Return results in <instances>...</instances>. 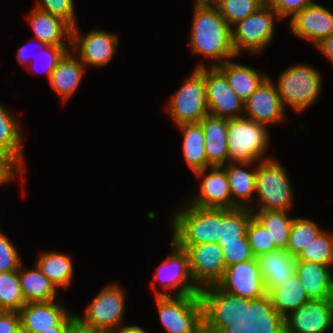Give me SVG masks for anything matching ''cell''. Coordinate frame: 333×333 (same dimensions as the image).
<instances>
[{
	"mask_svg": "<svg viewBox=\"0 0 333 333\" xmlns=\"http://www.w3.org/2000/svg\"><path fill=\"white\" fill-rule=\"evenodd\" d=\"M167 102L165 110L175 126L200 122L209 114L204 75L194 68Z\"/></svg>",
	"mask_w": 333,
	"mask_h": 333,
	"instance_id": "cell-9",
	"label": "cell"
},
{
	"mask_svg": "<svg viewBox=\"0 0 333 333\" xmlns=\"http://www.w3.org/2000/svg\"><path fill=\"white\" fill-rule=\"evenodd\" d=\"M268 127L246 117L228 119L227 143L231 162H253L272 158Z\"/></svg>",
	"mask_w": 333,
	"mask_h": 333,
	"instance_id": "cell-6",
	"label": "cell"
},
{
	"mask_svg": "<svg viewBox=\"0 0 333 333\" xmlns=\"http://www.w3.org/2000/svg\"><path fill=\"white\" fill-rule=\"evenodd\" d=\"M126 295L118 283L104 286L88 303L84 315L76 314V321L90 329L113 333L124 322Z\"/></svg>",
	"mask_w": 333,
	"mask_h": 333,
	"instance_id": "cell-8",
	"label": "cell"
},
{
	"mask_svg": "<svg viewBox=\"0 0 333 333\" xmlns=\"http://www.w3.org/2000/svg\"><path fill=\"white\" fill-rule=\"evenodd\" d=\"M205 136L207 167L230 163L227 131L228 119L207 114L200 121Z\"/></svg>",
	"mask_w": 333,
	"mask_h": 333,
	"instance_id": "cell-27",
	"label": "cell"
},
{
	"mask_svg": "<svg viewBox=\"0 0 333 333\" xmlns=\"http://www.w3.org/2000/svg\"><path fill=\"white\" fill-rule=\"evenodd\" d=\"M204 333H243L263 324L261 311L247 298L223 291L218 285L201 289Z\"/></svg>",
	"mask_w": 333,
	"mask_h": 333,
	"instance_id": "cell-1",
	"label": "cell"
},
{
	"mask_svg": "<svg viewBox=\"0 0 333 333\" xmlns=\"http://www.w3.org/2000/svg\"><path fill=\"white\" fill-rule=\"evenodd\" d=\"M316 49L333 64V34L319 43Z\"/></svg>",
	"mask_w": 333,
	"mask_h": 333,
	"instance_id": "cell-48",
	"label": "cell"
},
{
	"mask_svg": "<svg viewBox=\"0 0 333 333\" xmlns=\"http://www.w3.org/2000/svg\"><path fill=\"white\" fill-rule=\"evenodd\" d=\"M266 293L283 285L295 274L296 257L288 250L277 249L255 257Z\"/></svg>",
	"mask_w": 333,
	"mask_h": 333,
	"instance_id": "cell-26",
	"label": "cell"
},
{
	"mask_svg": "<svg viewBox=\"0 0 333 333\" xmlns=\"http://www.w3.org/2000/svg\"><path fill=\"white\" fill-rule=\"evenodd\" d=\"M85 71L86 67L71 48L60 58L51 74L49 84L59 95L62 103H66L75 94Z\"/></svg>",
	"mask_w": 333,
	"mask_h": 333,
	"instance_id": "cell-23",
	"label": "cell"
},
{
	"mask_svg": "<svg viewBox=\"0 0 333 333\" xmlns=\"http://www.w3.org/2000/svg\"><path fill=\"white\" fill-rule=\"evenodd\" d=\"M34 5L40 10L60 17L72 28L78 24L75 0H37Z\"/></svg>",
	"mask_w": 333,
	"mask_h": 333,
	"instance_id": "cell-40",
	"label": "cell"
},
{
	"mask_svg": "<svg viewBox=\"0 0 333 333\" xmlns=\"http://www.w3.org/2000/svg\"><path fill=\"white\" fill-rule=\"evenodd\" d=\"M323 229L310 218L294 217L287 250L297 257Z\"/></svg>",
	"mask_w": 333,
	"mask_h": 333,
	"instance_id": "cell-35",
	"label": "cell"
},
{
	"mask_svg": "<svg viewBox=\"0 0 333 333\" xmlns=\"http://www.w3.org/2000/svg\"><path fill=\"white\" fill-rule=\"evenodd\" d=\"M243 333H274V329L271 326L263 323L261 326Z\"/></svg>",
	"mask_w": 333,
	"mask_h": 333,
	"instance_id": "cell-53",
	"label": "cell"
},
{
	"mask_svg": "<svg viewBox=\"0 0 333 333\" xmlns=\"http://www.w3.org/2000/svg\"><path fill=\"white\" fill-rule=\"evenodd\" d=\"M253 214L248 208H221V231L217 243L240 242L246 236Z\"/></svg>",
	"mask_w": 333,
	"mask_h": 333,
	"instance_id": "cell-34",
	"label": "cell"
},
{
	"mask_svg": "<svg viewBox=\"0 0 333 333\" xmlns=\"http://www.w3.org/2000/svg\"><path fill=\"white\" fill-rule=\"evenodd\" d=\"M33 268L18 269V278L21 292L26 303L51 302L59 299L58 290L35 264Z\"/></svg>",
	"mask_w": 333,
	"mask_h": 333,
	"instance_id": "cell-29",
	"label": "cell"
},
{
	"mask_svg": "<svg viewBox=\"0 0 333 333\" xmlns=\"http://www.w3.org/2000/svg\"><path fill=\"white\" fill-rule=\"evenodd\" d=\"M177 246L187 252L192 279L200 290L222 280L226 265L221 245L214 242Z\"/></svg>",
	"mask_w": 333,
	"mask_h": 333,
	"instance_id": "cell-16",
	"label": "cell"
},
{
	"mask_svg": "<svg viewBox=\"0 0 333 333\" xmlns=\"http://www.w3.org/2000/svg\"><path fill=\"white\" fill-rule=\"evenodd\" d=\"M309 301L296 274L289 280L271 289L261 312L263 323L273 329L290 313Z\"/></svg>",
	"mask_w": 333,
	"mask_h": 333,
	"instance_id": "cell-18",
	"label": "cell"
},
{
	"mask_svg": "<svg viewBox=\"0 0 333 333\" xmlns=\"http://www.w3.org/2000/svg\"><path fill=\"white\" fill-rule=\"evenodd\" d=\"M289 31L297 38L317 46L333 34V12L315 1L288 20Z\"/></svg>",
	"mask_w": 333,
	"mask_h": 333,
	"instance_id": "cell-21",
	"label": "cell"
},
{
	"mask_svg": "<svg viewBox=\"0 0 333 333\" xmlns=\"http://www.w3.org/2000/svg\"><path fill=\"white\" fill-rule=\"evenodd\" d=\"M176 127L183 135V156L189 169L194 174L207 168L205 136L201 123H186Z\"/></svg>",
	"mask_w": 333,
	"mask_h": 333,
	"instance_id": "cell-31",
	"label": "cell"
},
{
	"mask_svg": "<svg viewBox=\"0 0 333 333\" xmlns=\"http://www.w3.org/2000/svg\"><path fill=\"white\" fill-rule=\"evenodd\" d=\"M217 285L232 295L247 298L261 312L264 309L267 293L255 258L226 267L225 274Z\"/></svg>",
	"mask_w": 333,
	"mask_h": 333,
	"instance_id": "cell-13",
	"label": "cell"
},
{
	"mask_svg": "<svg viewBox=\"0 0 333 333\" xmlns=\"http://www.w3.org/2000/svg\"><path fill=\"white\" fill-rule=\"evenodd\" d=\"M333 327V298L309 300L290 313L274 333H326Z\"/></svg>",
	"mask_w": 333,
	"mask_h": 333,
	"instance_id": "cell-14",
	"label": "cell"
},
{
	"mask_svg": "<svg viewBox=\"0 0 333 333\" xmlns=\"http://www.w3.org/2000/svg\"><path fill=\"white\" fill-rule=\"evenodd\" d=\"M253 217L270 233L278 249L287 250L294 217L287 210L251 211Z\"/></svg>",
	"mask_w": 333,
	"mask_h": 333,
	"instance_id": "cell-33",
	"label": "cell"
},
{
	"mask_svg": "<svg viewBox=\"0 0 333 333\" xmlns=\"http://www.w3.org/2000/svg\"><path fill=\"white\" fill-rule=\"evenodd\" d=\"M323 78L318 69L299 63L283 70L274 82L283 107H290L295 113H302L317 101Z\"/></svg>",
	"mask_w": 333,
	"mask_h": 333,
	"instance_id": "cell-5",
	"label": "cell"
},
{
	"mask_svg": "<svg viewBox=\"0 0 333 333\" xmlns=\"http://www.w3.org/2000/svg\"><path fill=\"white\" fill-rule=\"evenodd\" d=\"M172 251L169 252L161 264L156 267L154 282H151L154 297L199 295L200 289L194 283L189 266L188 254L184 249L178 247L173 241L170 242ZM156 281L165 291L156 287ZM175 292L174 293H168ZM177 290V291H176Z\"/></svg>",
	"mask_w": 333,
	"mask_h": 333,
	"instance_id": "cell-11",
	"label": "cell"
},
{
	"mask_svg": "<svg viewBox=\"0 0 333 333\" xmlns=\"http://www.w3.org/2000/svg\"><path fill=\"white\" fill-rule=\"evenodd\" d=\"M113 333H148V331L138 325H124L123 323Z\"/></svg>",
	"mask_w": 333,
	"mask_h": 333,
	"instance_id": "cell-49",
	"label": "cell"
},
{
	"mask_svg": "<svg viewBox=\"0 0 333 333\" xmlns=\"http://www.w3.org/2000/svg\"><path fill=\"white\" fill-rule=\"evenodd\" d=\"M68 310L60 299L26 303L19 311L21 328L29 333H40L54 326H72L76 314Z\"/></svg>",
	"mask_w": 333,
	"mask_h": 333,
	"instance_id": "cell-20",
	"label": "cell"
},
{
	"mask_svg": "<svg viewBox=\"0 0 333 333\" xmlns=\"http://www.w3.org/2000/svg\"><path fill=\"white\" fill-rule=\"evenodd\" d=\"M277 88L271 77H267L244 102V117L269 126L288 121Z\"/></svg>",
	"mask_w": 333,
	"mask_h": 333,
	"instance_id": "cell-19",
	"label": "cell"
},
{
	"mask_svg": "<svg viewBox=\"0 0 333 333\" xmlns=\"http://www.w3.org/2000/svg\"><path fill=\"white\" fill-rule=\"evenodd\" d=\"M119 36L101 29H91L83 35L78 24L72 28L71 49L88 67H103L113 59L119 44Z\"/></svg>",
	"mask_w": 333,
	"mask_h": 333,
	"instance_id": "cell-15",
	"label": "cell"
},
{
	"mask_svg": "<svg viewBox=\"0 0 333 333\" xmlns=\"http://www.w3.org/2000/svg\"><path fill=\"white\" fill-rule=\"evenodd\" d=\"M36 260V265L55 288L67 291L74 273L70 255L56 251H42Z\"/></svg>",
	"mask_w": 333,
	"mask_h": 333,
	"instance_id": "cell-30",
	"label": "cell"
},
{
	"mask_svg": "<svg viewBox=\"0 0 333 333\" xmlns=\"http://www.w3.org/2000/svg\"><path fill=\"white\" fill-rule=\"evenodd\" d=\"M223 167L228 177L233 204L237 208L250 209L256 193V163L230 162Z\"/></svg>",
	"mask_w": 333,
	"mask_h": 333,
	"instance_id": "cell-24",
	"label": "cell"
},
{
	"mask_svg": "<svg viewBox=\"0 0 333 333\" xmlns=\"http://www.w3.org/2000/svg\"><path fill=\"white\" fill-rule=\"evenodd\" d=\"M246 236L255 257L278 249L267 229L254 217L250 219Z\"/></svg>",
	"mask_w": 333,
	"mask_h": 333,
	"instance_id": "cell-39",
	"label": "cell"
},
{
	"mask_svg": "<svg viewBox=\"0 0 333 333\" xmlns=\"http://www.w3.org/2000/svg\"><path fill=\"white\" fill-rule=\"evenodd\" d=\"M227 78L237 96L245 102L269 76L265 72L234 62L232 59L216 66Z\"/></svg>",
	"mask_w": 333,
	"mask_h": 333,
	"instance_id": "cell-28",
	"label": "cell"
},
{
	"mask_svg": "<svg viewBox=\"0 0 333 333\" xmlns=\"http://www.w3.org/2000/svg\"><path fill=\"white\" fill-rule=\"evenodd\" d=\"M222 246V253L226 267L254 259L247 236L240 239V242L218 243Z\"/></svg>",
	"mask_w": 333,
	"mask_h": 333,
	"instance_id": "cell-41",
	"label": "cell"
},
{
	"mask_svg": "<svg viewBox=\"0 0 333 333\" xmlns=\"http://www.w3.org/2000/svg\"><path fill=\"white\" fill-rule=\"evenodd\" d=\"M35 40L37 43H38V47L39 49L37 48L36 50L40 52L41 49H43L44 47H46L47 45L45 43H43L42 41H38L36 39H33ZM36 47V46H35ZM32 47L31 45L29 46L28 44L26 45H23L21 46L20 48H18V51H17V62L21 65H25L26 67L28 66V64L31 62V57H34V55H31L32 54ZM31 53V54H30ZM35 53V52H34ZM30 54V55H29Z\"/></svg>",
	"mask_w": 333,
	"mask_h": 333,
	"instance_id": "cell-47",
	"label": "cell"
},
{
	"mask_svg": "<svg viewBox=\"0 0 333 333\" xmlns=\"http://www.w3.org/2000/svg\"><path fill=\"white\" fill-rule=\"evenodd\" d=\"M26 168L9 152L0 149V187L16 179L26 180Z\"/></svg>",
	"mask_w": 333,
	"mask_h": 333,
	"instance_id": "cell-43",
	"label": "cell"
},
{
	"mask_svg": "<svg viewBox=\"0 0 333 333\" xmlns=\"http://www.w3.org/2000/svg\"><path fill=\"white\" fill-rule=\"evenodd\" d=\"M315 0H268L267 4L276 12L280 20L292 19Z\"/></svg>",
	"mask_w": 333,
	"mask_h": 333,
	"instance_id": "cell-45",
	"label": "cell"
},
{
	"mask_svg": "<svg viewBox=\"0 0 333 333\" xmlns=\"http://www.w3.org/2000/svg\"><path fill=\"white\" fill-rule=\"evenodd\" d=\"M276 12L265 3L256 12L231 27L232 43L236 55L244 52L261 54L267 49L275 36Z\"/></svg>",
	"mask_w": 333,
	"mask_h": 333,
	"instance_id": "cell-7",
	"label": "cell"
},
{
	"mask_svg": "<svg viewBox=\"0 0 333 333\" xmlns=\"http://www.w3.org/2000/svg\"><path fill=\"white\" fill-rule=\"evenodd\" d=\"M21 328V318L18 311L0 310V333H17Z\"/></svg>",
	"mask_w": 333,
	"mask_h": 333,
	"instance_id": "cell-46",
	"label": "cell"
},
{
	"mask_svg": "<svg viewBox=\"0 0 333 333\" xmlns=\"http://www.w3.org/2000/svg\"><path fill=\"white\" fill-rule=\"evenodd\" d=\"M194 175L202 180L194 194L186 199L187 203L203 208H237L232 202L228 177L223 166H210Z\"/></svg>",
	"mask_w": 333,
	"mask_h": 333,
	"instance_id": "cell-17",
	"label": "cell"
},
{
	"mask_svg": "<svg viewBox=\"0 0 333 333\" xmlns=\"http://www.w3.org/2000/svg\"><path fill=\"white\" fill-rule=\"evenodd\" d=\"M203 75L209 114L226 119L244 117V102L229 85L226 76L215 66H195Z\"/></svg>",
	"mask_w": 333,
	"mask_h": 333,
	"instance_id": "cell-12",
	"label": "cell"
},
{
	"mask_svg": "<svg viewBox=\"0 0 333 333\" xmlns=\"http://www.w3.org/2000/svg\"><path fill=\"white\" fill-rule=\"evenodd\" d=\"M190 50L218 66L237 57L232 43L231 27L217 7L193 8Z\"/></svg>",
	"mask_w": 333,
	"mask_h": 333,
	"instance_id": "cell-2",
	"label": "cell"
},
{
	"mask_svg": "<svg viewBox=\"0 0 333 333\" xmlns=\"http://www.w3.org/2000/svg\"><path fill=\"white\" fill-rule=\"evenodd\" d=\"M255 197L257 201L250 208L251 211L292 209L293 186L286 167L277 158L272 157L256 163Z\"/></svg>",
	"mask_w": 333,
	"mask_h": 333,
	"instance_id": "cell-4",
	"label": "cell"
},
{
	"mask_svg": "<svg viewBox=\"0 0 333 333\" xmlns=\"http://www.w3.org/2000/svg\"><path fill=\"white\" fill-rule=\"evenodd\" d=\"M265 4L262 0H219L217 8L230 27Z\"/></svg>",
	"mask_w": 333,
	"mask_h": 333,
	"instance_id": "cell-38",
	"label": "cell"
},
{
	"mask_svg": "<svg viewBox=\"0 0 333 333\" xmlns=\"http://www.w3.org/2000/svg\"><path fill=\"white\" fill-rule=\"evenodd\" d=\"M33 31V39L46 45L71 47L72 27L58 16L33 7L26 16Z\"/></svg>",
	"mask_w": 333,
	"mask_h": 333,
	"instance_id": "cell-22",
	"label": "cell"
},
{
	"mask_svg": "<svg viewBox=\"0 0 333 333\" xmlns=\"http://www.w3.org/2000/svg\"><path fill=\"white\" fill-rule=\"evenodd\" d=\"M219 0H194V8L217 7Z\"/></svg>",
	"mask_w": 333,
	"mask_h": 333,
	"instance_id": "cell-51",
	"label": "cell"
},
{
	"mask_svg": "<svg viewBox=\"0 0 333 333\" xmlns=\"http://www.w3.org/2000/svg\"><path fill=\"white\" fill-rule=\"evenodd\" d=\"M71 47H56V46H51V45H47L46 47H44L43 49H41L40 53H43V61L45 62V64L43 65V69L41 68L42 72H45L47 74V78L48 80H50L51 78V74L53 72V70L56 68L58 61L60 60V58L64 55V53L69 50ZM39 53V54H40ZM36 56H39L38 53H36ZM35 56V57H36ZM32 57V58H35ZM37 58V57H36ZM39 58V57H38ZM46 58V59H45ZM37 60V59H35ZM35 64H33V62L31 61L27 67H25L28 71L29 70H33V72L35 74H37L39 71H37L36 68L39 67H35ZM40 65V64H39ZM34 66V67H33ZM37 66V65H36ZM45 66V67H44ZM33 67V68H32Z\"/></svg>",
	"mask_w": 333,
	"mask_h": 333,
	"instance_id": "cell-44",
	"label": "cell"
},
{
	"mask_svg": "<svg viewBox=\"0 0 333 333\" xmlns=\"http://www.w3.org/2000/svg\"><path fill=\"white\" fill-rule=\"evenodd\" d=\"M70 333H110L103 330L90 329L75 321L71 327Z\"/></svg>",
	"mask_w": 333,
	"mask_h": 333,
	"instance_id": "cell-50",
	"label": "cell"
},
{
	"mask_svg": "<svg viewBox=\"0 0 333 333\" xmlns=\"http://www.w3.org/2000/svg\"><path fill=\"white\" fill-rule=\"evenodd\" d=\"M72 326H54L51 329H47L46 331H41L40 333H70Z\"/></svg>",
	"mask_w": 333,
	"mask_h": 333,
	"instance_id": "cell-52",
	"label": "cell"
},
{
	"mask_svg": "<svg viewBox=\"0 0 333 333\" xmlns=\"http://www.w3.org/2000/svg\"><path fill=\"white\" fill-rule=\"evenodd\" d=\"M295 274L309 300L333 298V269L315 262L296 260Z\"/></svg>",
	"mask_w": 333,
	"mask_h": 333,
	"instance_id": "cell-25",
	"label": "cell"
},
{
	"mask_svg": "<svg viewBox=\"0 0 333 333\" xmlns=\"http://www.w3.org/2000/svg\"><path fill=\"white\" fill-rule=\"evenodd\" d=\"M18 249L0 228V273L18 270L23 263Z\"/></svg>",
	"mask_w": 333,
	"mask_h": 333,
	"instance_id": "cell-42",
	"label": "cell"
},
{
	"mask_svg": "<svg viewBox=\"0 0 333 333\" xmlns=\"http://www.w3.org/2000/svg\"><path fill=\"white\" fill-rule=\"evenodd\" d=\"M296 259L325 264L333 268V233L324 229Z\"/></svg>",
	"mask_w": 333,
	"mask_h": 333,
	"instance_id": "cell-37",
	"label": "cell"
},
{
	"mask_svg": "<svg viewBox=\"0 0 333 333\" xmlns=\"http://www.w3.org/2000/svg\"><path fill=\"white\" fill-rule=\"evenodd\" d=\"M24 135L20 121L0 104V149L11 153L24 167Z\"/></svg>",
	"mask_w": 333,
	"mask_h": 333,
	"instance_id": "cell-32",
	"label": "cell"
},
{
	"mask_svg": "<svg viewBox=\"0 0 333 333\" xmlns=\"http://www.w3.org/2000/svg\"><path fill=\"white\" fill-rule=\"evenodd\" d=\"M26 304L19 283L18 270L0 273V310L20 311Z\"/></svg>",
	"mask_w": 333,
	"mask_h": 333,
	"instance_id": "cell-36",
	"label": "cell"
},
{
	"mask_svg": "<svg viewBox=\"0 0 333 333\" xmlns=\"http://www.w3.org/2000/svg\"><path fill=\"white\" fill-rule=\"evenodd\" d=\"M155 302L167 333H204L199 295L159 296Z\"/></svg>",
	"mask_w": 333,
	"mask_h": 333,
	"instance_id": "cell-10",
	"label": "cell"
},
{
	"mask_svg": "<svg viewBox=\"0 0 333 333\" xmlns=\"http://www.w3.org/2000/svg\"><path fill=\"white\" fill-rule=\"evenodd\" d=\"M17 333H29V332H27V331L23 330L22 328H20Z\"/></svg>",
	"mask_w": 333,
	"mask_h": 333,
	"instance_id": "cell-54",
	"label": "cell"
},
{
	"mask_svg": "<svg viewBox=\"0 0 333 333\" xmlns=\"http://www.w3.org/2000/svg\"><path fill=\"white\" fill-rule=\"evenodd\" d=\"M170 222L176 245L218 242L221 231V208H203L187 202L175 209Z\"/></svg>",
	"mask_w": 333,
	"mask_h": 333,
	"instance_id": "cell-3",
	"label": "cell"
}]
</instances>
